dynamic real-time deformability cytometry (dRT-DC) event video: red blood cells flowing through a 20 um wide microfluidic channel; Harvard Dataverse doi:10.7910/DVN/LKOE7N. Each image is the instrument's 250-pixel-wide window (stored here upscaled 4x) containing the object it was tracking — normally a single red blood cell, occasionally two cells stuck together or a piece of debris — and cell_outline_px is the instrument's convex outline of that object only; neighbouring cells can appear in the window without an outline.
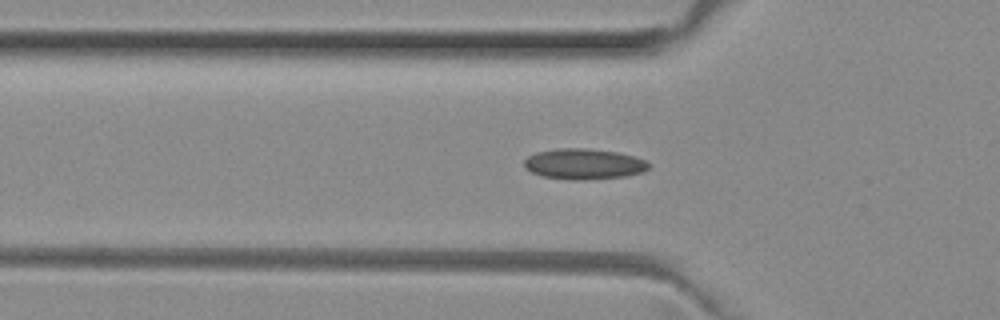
{"species": "common noctule bat (a hibernating species)", "species_latin": "Nyctalus noctula", "temperature_condition": "room temperature", "stored_images_in_passage": 38, "camera_frame_rate_fps": 3000, "um_per_image_px": 0.085, "animal": {"sex": "female", "body_mass_g": 29.2, "forearm_length_mm": 56.3}, "frame": {"image": 1, "passage_image": 2, "time_ms": 0.333, "image_size_px": [1000, 320], "cell_outline_px": [[648, 168], [640, 172], [624, 176], [580, 180], [544, 176], [532, 172], [524, 168], [524, 160], [528, 156], [536, 152], [560, 148], [588, 148], [616, 152], [632, 156], [644, 160], [648, 164]], "centroid_in_image_um": [49.57, 13.92], "position_along_channel_um": 76.2, "area_um2": 21.79}}
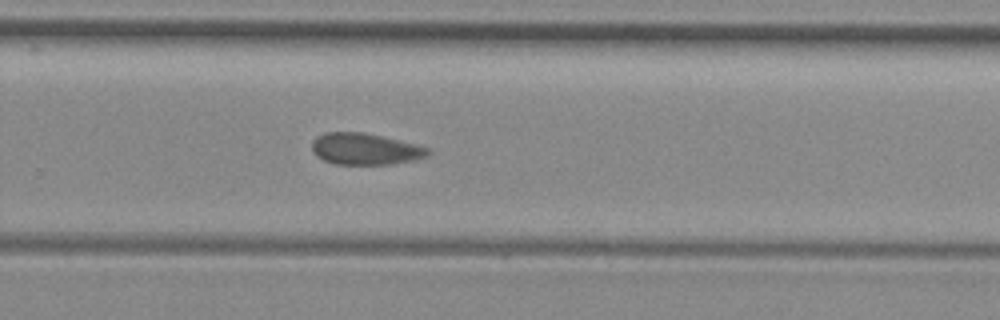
{"frame": {"image": 2, "passage_image": 19, "time_ms": 6.0, "image_size_px": [1000, 320], "cell_outline_px": [[432, 152], [428, 156], [416, 160], [396, 164], [336, 164], [324, 160], [316, 156], [312, 148], [312, 140], [316, 136], [324, 132], [364, 132], [416, 144], [432, 148]], "centroid_in_image_um": [31.08, 12.66], "position_along_channel_um": 298.7, "area_um2": 21.62}}
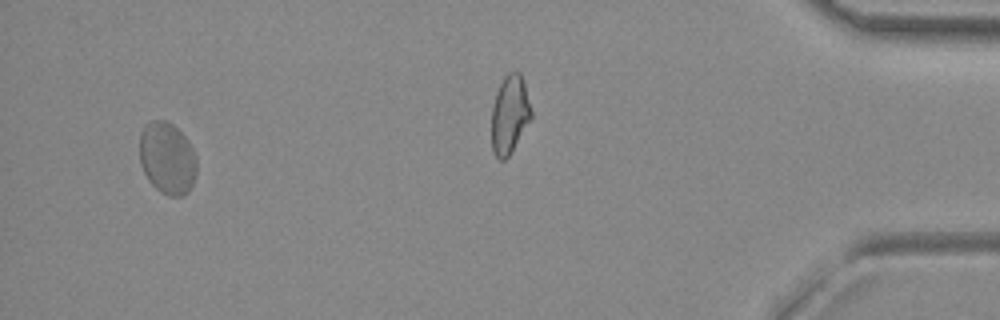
{"frame": {"image": 3, "passage_image": 35, "time_ms": 11.333, "image_size_px": [1000, 320], "cell_outline_px": [[196, 176], [188, 192], [180, 196], [168, 196], [160, 192], [148, 180], [140, 164], [140, 132], [144, 124], [152, 120], [164, 120], [172, 124], [184, 136], [192, 148], [196, 156]], "centroid_in_image_um": [14.2, 13.45], "position_along_channel_um": 421.0, "area_um2": 24.04}, "authors_computed_cell_mechanics": {"area_um2": 21.7328, "velocity_mm_per_s": 3.925, "shape_relaxation_time_tau1_ms": null, "shape_relaxation_time_tau2_ms": 2.3171, "deformation_change_tau1": null, "deformation_change_tau2": 0.0704}}